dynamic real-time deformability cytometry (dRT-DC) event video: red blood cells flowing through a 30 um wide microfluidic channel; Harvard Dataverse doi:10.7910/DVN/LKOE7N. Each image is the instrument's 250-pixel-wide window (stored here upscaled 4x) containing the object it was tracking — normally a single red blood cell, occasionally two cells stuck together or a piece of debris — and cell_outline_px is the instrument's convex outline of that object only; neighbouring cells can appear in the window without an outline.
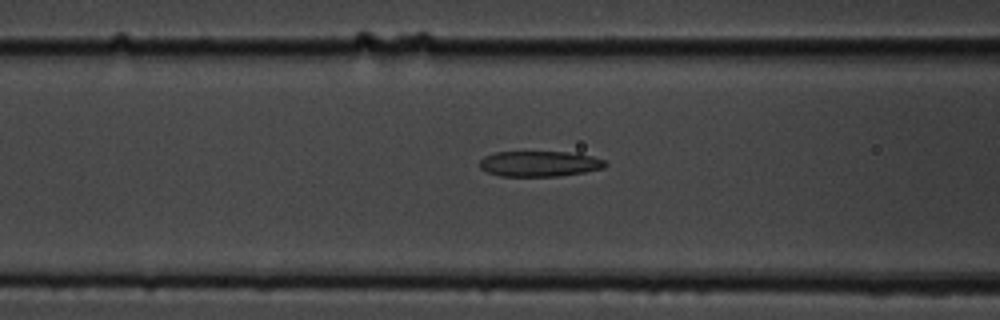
{"species": "common noctule bat (a hibernating species)", "species_latin": "Nyctalus noctula", "temperature_condition": "cold", "stored_images_in_passage": 43, "camera_frame_rate_fps": 3000, "um_per_image_px": 0.085, "animal": {"sex": "male", "body_mass_g": 19.5, "forearm_length_mm": 54.6}, "frame": {"image": 1, "passage_image": 20, "time_ms": 6.333, "image_size_px": [1000, 320], "cell_outline_px": [[608, 164], [604, 168], [584, 172], [560, 176], [500, 176], [488, 172], [480, 168], [480, 160], [484, 156], [496, 152], [576, 152], [592, 156], [604, 160]], "centroid_in_image_um": [45.88, 13.91], "position_along_channel_um": 120.7, "area_um2": 18.79}}
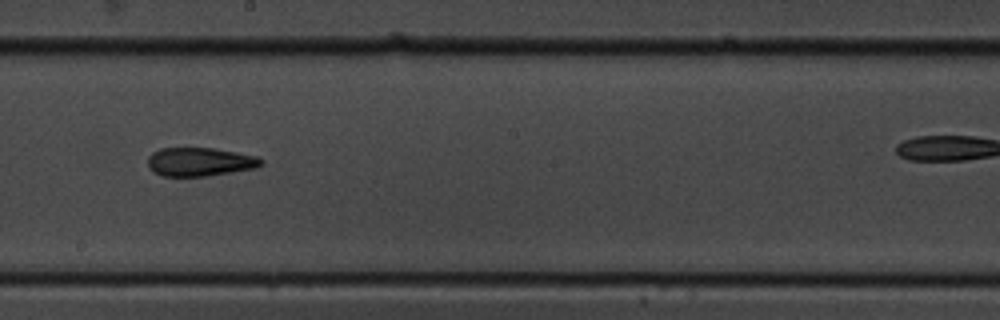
{"frame": {"image": 2, "passage_image": 29, "time_ms": 9.333, "image_size_px": [1000, 320], "cell_outline_px": [[264, 164], [256, 168], [208, 176], [164, 176], [152, 172], [148, 168], [148, 156], [152, 152], [160, 148], [212, 148], [236, 152], [256, 156], [264, 160]], "centroid_in_image_um": [16.98, 13.76], "position_along_channel_um": 231.2, "area_um2": 19.07}}
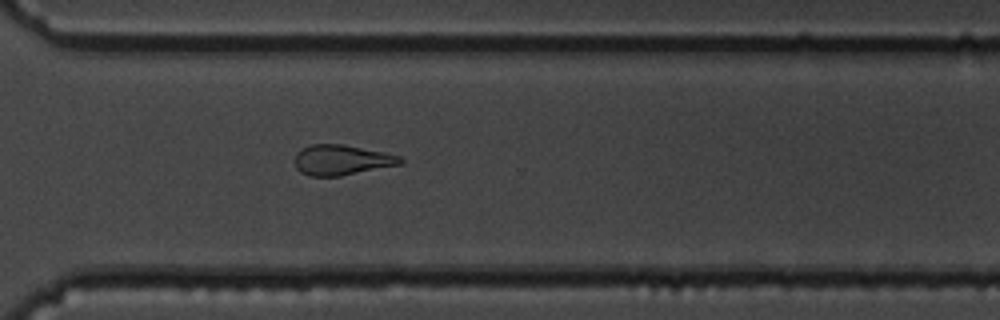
{"frame": {"image": 3, "passage_image": 38, "time_ms": 12.333, "image_size_px": [1000, 320], "cell_outline_px": [[404, 160], [400, 164], [340, 176], [308, 176], [300, 172], [296, 168], [292, 160], [296, 152], [300, 148], [312, 144], [344, 144], [384, 152], [400, 156]], "centroid_in_image_um": [28.96, 13.59], "position_along_channel_um": 341.6, "area_um2": 18.84}}